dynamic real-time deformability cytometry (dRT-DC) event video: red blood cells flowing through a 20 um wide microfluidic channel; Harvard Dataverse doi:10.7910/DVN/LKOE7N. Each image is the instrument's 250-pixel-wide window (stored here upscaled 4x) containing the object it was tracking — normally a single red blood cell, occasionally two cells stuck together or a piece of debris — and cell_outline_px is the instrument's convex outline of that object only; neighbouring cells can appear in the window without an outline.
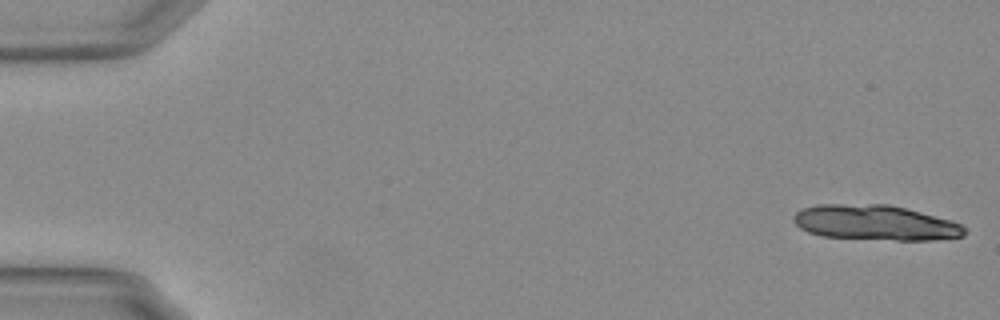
{"species": "Egyptian fruit bat (a non-hibernating species)", "species_latin": "Rousettus aegyptiacus", "temperature_condition": "warm", "stored_images_in_passage": 3, "camera_frame_rate_fps": 3000, "um_per_image_px": 0.085, "animal": {"sex": "female"}, "frame": {"image": 1, "passage_image": 1, "time_ms": 0.0, "image_size_px": [1000, 320], "cell_outline_px": [[968, 232], [964, 236], [932, 240], [896, 240], [820, 236], [808, 232], [800, 228], [792, 220], [792, 216], [796, 212], [804, 208], [820, 204], [888, 204], [952, 220], [960, 224]], "centroid_in_image_um": [74.39, 18.93], "position_along_channel_um": 10.6, "area_um2": 35.03}}